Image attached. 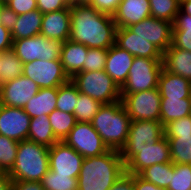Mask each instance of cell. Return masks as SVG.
<instances>
[{
	"label": "cell",
	"instance_id": "cell-29",
	"mask_svg": "<svg viewBox=\"0 0 191 190\" xmlns=\"http://www.w3.org/2000/svg\"><path fill=\"white\" fill-rule=\"evenodd\" d=\"M24 63L10 49L3 51L0 58V85L22 75Z\"/></svg>",
	"mask_w": 191,
	"mask_h": 190
},
{
	"label": "cell",
	"instance_id": "cell-30",
	"mask_svg": "<svg viewBox=\"0 0 191 190\" xmlns=\"http://www.w3.org/2000/svg\"><path fill=\"white\" fill-rule=\"evenodd\" d=\"M139 175L146 181L167 189L173 175V163L154 164L144 169Z\"/></svg>",
	"mask_w": 191,
	"mask_h": 190
},
{
	"label": "cell",
	"instance_id": "cell-7",
	"mask_svg": "<svg viewBox=\"0 0 191 190\" xmlns=\"http://www.w3.org/2000/svg\"><path fill=\"white\" fill-rule=\"evenodd\" d=\"M63 42L39 34L30 38L13 40L12 50L25 64L34 60H60Z\"/></svg>",
	"mask_w": 191,
	"mask_h": 190
},
{
	"label": "cell",
	"instance_id": "cell-23",
	"mask_svg": "<svg viewBox=\"0 0 191 190\" xmlns=\"http://www.w3.org/2000/svg\"><path fill=\"white\" fill-rule=\"evenodd\" d=\"M163 68L191 81V51L172 45L163 53Z\"/></svg>",
	"mask_w": 191,
	"mask_h": 190
},
{
	"label": "cell",
	"instance_id": "cell-15",
	"mask_svg": "<svg viewBox=\"0 0 191 190\" xmlns=\"http://www.w3.org/2000/svg\"><path fill=\"white\" fill-rule=\"evenodd\" d=\"M39 89L30 78L21 75L0 85V105L24 108Z\"/></svg>",
	"mask_w": 191,
	"mask_h": 190
},
{
	"label": "cell",
	"instance_id": "cell-43",
	"mask_svg": "<svg viewBox=\"0 0 191 190\" xmlns=\"http://www.w3.org/2000/svg\"><path fill=\"white\" fill-rule=\"evenodd\" d=\"M18 20V15L3 2H0V23L10 32Z\"/></svg>",
	"mask_w": 191,
	"mask_h": 190
},
{
	"label": "cell",
	"instance_id": "cell-2",
	"mask_svg": "<svg viewBox=\"0 0 191 190\" xmlns=\"http://www.w3.org/2000/svg\"><path fill=\"white\" fill-rule=\"evenodd\" d=\"M125 173L121 153L116 150L95 157L84 158L78 181V190H109Z\"/></svg>",
	"mask_w": 191,
	"mask_h": 190
},
{
	"label": "cell",
	"instance_id": "cell-26",
	"mask_svg": "<svg viewBox=\"0 0 191 190\" xmlns=\"http://www.w3.org/2000/svg\"><path fill=\"white\" fill-rule=\"evenodd\" d=\"M191 98H161L160 122L165 126L171 121L190 116Z\"/></svg>",
	"mask_w": 191,
	"mask_h": 190
},
{
	"label": "cell",
	"instance_id": "cell-45",
	"mask_svg": "<svg viewBox=\"0 0 191 190\" xmlns=\"http://www.w3.org/2000/svg\"><path fill=\"white\" fill-rule=\"evenodd\" d=\"M109 190H135L134 174L124 173Z\"/></svg>",
	"mask_w": 191,
	"mask_h": 190
},
{
	"label": "cell",
	"instance_id": "cell-3",
	"mask_svg": "<svg viewBox=\"0 0 191 190\" xmlns=\"http://www.w3.org/2000/svg\"><path fill=\"white\" fill-rule=\"evenodd\" d=\"M131 121L120 100L103 104L93 117L91 125L110 150L120 152L126 143Z\"/></svg>",
	"mask_w": 191,
	"mask_h": 190
},
{
	"label": "cell",
	"instance_id": "cell-41",
	"mask_svg": "<svg viewBox=\"0 0 191 190\" xmlns=\"http://www.w3.org/2000/svg\"><path fill=\"white\" fill-rule=\"evenodd\" d=\"M3 3L11 8L17 15L37 9V0H4Z\"/></svg>",
	"mask_w": 191,
	"mask_h": 190
},
{
	"label": "cell",
	"instance_id": "cell-32",
	"mask_svg": "<svg viewBox=\"0 0 191 190\" xmlns=\"http://www.w3.org/2000/svg\"><path fill=\"white\" fill-rule=\"evenodd\" d=\"M79 93L77 86L71 81V79L67 83L59 86L56 109L74 114Z\"/></svg>",
	"mask_w": 191,
	"mask_h": 190
},
{
	"label": "cell",
	"instance_id": "cell-16",
	"mask_svg": "<svg viewBox=\"0 0 191 190\" xmlns=\"http://www.w3.org/2000/svg\"><path fill=\"white\" fill-rule=\"evenodd\" d=\"M30 120L23 108L0 105V135L18 142L27 140Z\"/></svg>",
	"mask_w": 191,
	"mask_h": 190
},
{
	"label": "cell",
	"instance_id": "cell-20",
	"mask_svg": "<svg viewBox=\"0 0 191 190\" xmlns=\"http://www.w3.org/2000/svg\"><path fill=\"white\" fill-rule=\"evenodd\" d=\"M134 56L116 44L108 49L105 72L121 88L127 81Z\"/></svg>",
	"mask_w": 191,
	"mask_h": 190
},
{
	"label": "cell",
	"instance_id": "cell-39",
	"mask_svg": "<svg viewBox=\"0 0 191 190\" xmlns=\"http://www.w3.org/2000/svg\"><path fill=\"white\" fill-rule=\"evenodd\" d=\"M107 53L108 49L89 48L83 64V72L104 70Z\"/></svg>",
	"mask_w": 191,
	"mask_h": 190
},
{
	"label": "cell",
	"instance_id": "cell-40",
	"mask_svg": "<svg viewBox=\"0 0 191 190\" xmlns=\"http://www.w3.org/2000/svg\"><path fill=\"white\" fill-rule=\"evenodd\" d=\"M166 138H180V136H191V117L180 118L164 126Z\"/></svg>",
	"mask_w": 191,
	"mask_h": 190
},
{
	"label": "cell",
	"instance_id": "cell-13",
	"mask_svg": "<svg viewBox=\"0 0 191 190\" xmlns=\"http://www.w3.org/2000/svg\"><path fill=\"white\" fill-rule=\"evenodd\" d=\"M84 157L64 141L49 148V169L57 175L78 178Z\"/></svg>",
	"mask_w": 191,
	"mask_h": 190
},
{
	"label": "cell",
	"instance_id": "cell-19",
	"mask_svg": "<svg viewBox=\"0 0 191 190\" xmlns=\"http://www.w3.org/2000/svg\"><path fill=\"white\" fill-rule=\"evenodd\" d=\"M151 16L149 0H121L113 20L117 28H125Z\"/></svg>",
	"mask_w": 191,
	"mask_h": 190
},
{
	"label": "cell",
	"instance_id": "cell-18",
	"mask_svg": "<svg viewBox=\"0 0 191 190\" xmlns=\"http://www.w3.org/2000/svg\"><path fill=\"white\" fill-rule=\"evenodd\" d=\"M70 33V5L65 9L43 14L41 35L65 42L70 38Z\"/></svg>",
	"mask_w": 191,
	"mask_h": 190
},
{
	"label": "cell",
	"instance_id": "cell-27",
	"mask_svg": "<svg viewBox=\"0 0 191 190\" xmlns=\"http://www.w3.org/2000/svg\"><path fill=\"white\" fill-rule=\"evenodd\" d=\"M27 140L48 148L59 141L53 133L48 115L31 118Z\"/></svg>",
	"mask_w": 191,
	"mask_h": 190
},
{
	"label": "cell",
	"instance_id": "cell-36",
	"mask_svg": "<svg viewBox=\"0 0 191 190\" xmlns=\"http://www.w3.org/2000/svg\"><path fill=\"white\" fill-rule=\"evenodd\" d=\"M44 190H78L77 178L69 175H57L50 169L40 181Z\"/></svg>",
	"mask_w": 191,
	"mask_h": 190
},
{
	"label": "cell",
	"instance_id": "cell-33",
	"mask_svg": "<svg viewBox=\"0 0 191 190\" xmlns=\"http://www.w3.org/2000/svg\"><path fill=\"white\" fill-rule=\"evenodd\" d=\"M173 164H191V136L167 138Z\"/></svg>",
	"mask_w": 191,
	"mask_h": 190
},
{
	"label": "cell",
	"instance_id": "cell-31",
	"mask_svg": "<svg viewBox=\"0 0 191 190\" xmlns=\"http://www.w3.org/2000/svg\"><path fill=\"white\" fill-rule=\"evenodd\" d=\"M55 137L63 141L76 124L73 114L55 109L48 115Z\"/></svg>",
	"mask_w": 191,
	"mask_h": 190
},
{
	"label": "cell",
	"instance_id": "cell-50",
	"mask_svg": "<svg viewBox=\"0 0 191 190\" xmlns=\"http://www.w3.org/2000/svg\"><path fill=\"white\" fill-rule=\"evenodd\" d=\"M180 10H181L183 13H185V14L191 16V0L182 2V3L180 4Z\"/></svg>",
	"mask_w": 191,
	"mask_h": 190
},
{
	"label": "cell",
	"instance_id": "cell-34",
	"mask_svg": "<svg viewBox=\"0 0 191 190\" xmlns=\"http://www.w3.org/2000/svg\"><path fill=\"white\" fill-rule=\"evenodd\" d=\"M102 105L100 101L79 93L73 115L78 122H91Z\"/></svg>",
	"mask_w": 191,
	"mask_h": 190
},
{
	"label": "cell",
	"instance_id": "cell-11",
	"mask_svg": "<svg viewBox=\"0 0 191 190\" xmlns=\"http://www.w3.org/2000/svg\"><path fill=\"white\" fill-rule=\"evenodd\" d=\"M22 75L30 78L39 88H58L70 80L60 60L38 59L25 63Z\"/></svg>",
	"mask_w": 191,
	"mask_h": 190
},
{
	"label": "cell",
	"instance_id": "cell-22",
	"mask_svg": "<svg viewBox=\"0 0 191 190\" xmlns=\"http://www.w3.org/2000/svg\"><path fill=\"white\" fill-rule=\"evenodd\" d=\"M158 89L161 98H191V81L164 68L159 76Z\"/></svg>",
	"mask_w": 191,
	"mask_h": 190
},
{
	"label": "cell",
	"instance_id": "cell-28",
	"mask_svg": "<svg viewBox=\"0 0 191 190\" xmlns=\"http://www.w3.org/2000/svg\"><path fill=\"white\" fill-rule=\"evenodd\" d=\"M171 45L175 48L191 51V16L181 10L173 22Z\"/></svg>",
	"mask_w": 191,
	"mask_h": 190
},
{
	"label": "cell",
	"instance_id": "cell-9",
	"mask_svg": "<svg viewBox=\"0 0 191 190\" xmlns=\"http://www.w3.org/2000/svg\"><path fill=\"white\" fill-rule=\"evenodd\" d=\"M163 136L164 126L160 121H131L126 143L120 151L124 165L136 155V147H142L145 143H154Z\"/></svg>",
	"mask_w": 191,
	"mask_h": 190
},
{
	"label": "cell",
	"instance_id": "cell-8",
	"mask_svg": "<svg viewBox=\"0 0 191 190\" xmlns=\"http://www.w3.org/2000/svg\"><path fill=\"white\" fill-rule=\"evenodd\" d=\"M121 101L132 121H160L161 95L158 88L121 94Z\"/></svg>",
	"mask_w": 191,
	"mask_h": 190
},
{
	"label": "cell",
	"instance_id": "cell-14",
	"mask_svg": "<svg viewBox=\"0 0 191 190\" xmlns=\"http://www.w3.org/2000/svg\"><path fill=\"white\" fill-rule=\"evenodd\" d=\"M133 33L154 44L163 53L171 46L173 23L148 17L128 27Z\"/></svg>",
	"mask_w": 191,
	"mask_h": 190
},
{
	"label": "cell",
	"instance_id": "cell-21",
	"mask_svg": "<svg viewBox=\"0 0 191 190\" xmlns=\"http://www.w3.org/2000/svg\"><path fill=\"white\" fill-rule=\"evenodd\" d=\"M88 47L68 39L63 42L60 61L66 75L71 79L77 73L83 72V64L87 56Z\"/></svg>",
	"mask_w": 191,
	"mask_h": 190
},
{
	"label": "cell",
	"instance_id": "cell-49",
	"mask_svg": "<svg viewBox=\"0 0 191 190\" xmlns=\"http://www.w3.org/2000/svg\"><path fill=\"white\" fill-rule=\"evenodd\" d=\"M0 190H12V179L8 172H0Z\"/></svg>",
	"mask_w": 191,
	"mask_h": 190
},
{
	"label": "cell",
	"instance_id": "cell-44",
	"mask_svg": "<svg viewBox=\"0 0 191 190\" xmlns=\"http://www.w3.org/2000/svg\"><path fill=\"white\" fill-rule=\"evenodd\" d=\"M121 0H94L90 5L102 13L112 15L116 12Z\"/></svg>",
	"mask_w": 191,
	"mask_h": 190
},
{
	"label": "cell",
	"instance_id": "cell-1",
	"mask_svg": "<svg viewBox=\"0 0 191 190\" xmlns=\"http://www.w3.org/2000/svg\"><path fill=\"white\" fill-rule=\"evenodd\" d=\"M70 40L88 48L109 49L115 44L116 23L113 16L91 5L70 3Z\"/></svg>",
	"mask_w": 191,
	"mask_h": 190
},
{
	"label": "cell",
	"instance_id": "cell-42",
	"mask_svg": "<svg viewBox=\"0 0 191 190\" xmlns=\"http://www.w3.org/2000/svg\"><path fill=\"white\" fill-rule=\"evenodd\" d=\"M69 5V0H37V9L42 14L62 10Z\"/></svg>",
	"mask_w": 191,
	"mask_h": 190
},
{
	"label": "cell",
	"instance_id": "cell-35",
	"mask_svg": "<svg viewBox=\"0 0 191 190\" xmlns=\"http://www.w3.org/2000/svg\"><path fill=\"white\" fill-rule=\"evenodd\" d=\"M151 17L174 22L180 10L178 0H149Z\"/></svg>",
	"mask_w": 191,
	"mask_h": 190
},
{
	"label": "cell",
	"instance_id": "cell-5",
	"mask_svg": "<svg viewBox=\"0 0 191 190\" xmlns=\"http://www.w3.org/2000/svg\"><path fill=\"white\" fill-rule=\"evenodd\" d=\"M71 81L77 86L80 93L88 95L102 104L121 100V88L105 70L79 72L71 78Z\"/></svg>",
	"mask_w": 191,
	"mask_h": 190
},
{
	"label": "cell",
	"instance_id": "cell-25",
	"mask_svg": "<svg viewBox=\"0 0 191 190\" xmlns=\"http://www.w3.org/2000/svg\"><path fill=\"white\" fill-rule=\"evenodd\" d=\"M43 14L38 10L18 15V20L11 31L12 40L30 38L40 34Z\"/></svg>",
	"mask_w": 191,
	"mask_h": 190
},
{
	"label": "cell",
	"instance_id": "cell-37",
	"mask_svg": "<svg viewBox=\"0 0 191 190\" xmlns=\"http://www.w3.org/2000/svg\"><path fill=\"white\" fill-rule=\"evenodd\" d=\"M18 150V141L0 135V168L9 172L14 166Z\"/></svg>",
	"mask_w": 191,
	"mask_h": 190
},
{
	"label": "cell",
	"instance_id": "cell-10",
	"mask_svg": "<svg viewBox=\"0 0 191 190\" xmlns=\"http://www.w3.org/2000/svg\"><path fill=\"white\" fill-rule=\"evenodd\" d=\"M63 141L84 158L100 156L110 150L91 122L77 121Z\"/></svg>",
	"mask_w": 191,
	"mask_h": 190
},
{
	"label": "cell",
	"instance_id": "cell-17",
	"mask_svg": "<svg viewBox=\"0 0 191 190\" xmlns=\"http://www.w3.org/2000/svg\"><path fill=\"white\" fill-rule=\"evenodd\" d=\"M115 44L134 57L163 58V52L160 49L133 33L128 27L116 29Z\"/></svg>",
	"mask_w": 191,
	"mask_h": 190
},
{
	"label": "cell",
	"instance_id": "cell-24",
	"mask_svg": "<svg viewBox=\"0 0 191 190\" xmlns=\"http://www.w3.org/2000/svg\"><path fill=\"white\" fill-rule=\"evenodd\" d=\"M57 94L58 88H40L23 109L30 118L49 115L56 109Z\"/></svg>",
	"mask_w": 191,
	"mask_h": 190
},
{
	"label": "cell",
	"instance_id": "cell-12",
	"mask_svg": "<svg viewBox=\"0 0 191 190\" xmlns=\"http://www.w3.org/2000/svg\"><path fill=\"white\" fill-rule=\"evenodd\" d=\"M168 162H172L170 144L163 136L154 143H145L142 147H136V155L125 165V172L140 174L147 167Z\"/></svg>",
	"mask_w": 191,
	"mask_h": 190
},
{
	"label": "cell",
	"instance_id": "cell-6",
	"mask_svg": "<svg viewBox=\"0 0 191 190\" xmlns=\"http://www.w3.org/2000/svg\"><path fill=\"white\" fill-rule=\"evenodd\" d=\"M163 58L134 57L127 81L121 87V94H132L158 88L163 69Z\"/></svg>",
	"mask_w": 191,
	"mask_h": 190
},
{
	"label": "cell",
	"instance_id": "cell-38",
	"mask_svg": "<svg viewBox=\"0 0 191 190\" xmlns=\"http://www.w3.org/2000/svg\"><path fill=\"white\" fill-rule=\"evenodd\" d=\"M167 190H191V164H173Z\"/></svg>",
	"mask_w": 191,
	"mask_h": 190
},
{
	"label": "cell",
	"instance_id": "cell-4",
	"mask_svg": "<svg viewBox=\"0 0 191 190\" xmlns=\"http://www.w3.org/2000/svg\"><path fill=\"white\" fill-rule=\"evenodd\" d=\"M49 170V148L23 140L18 142L14 166L8 172L12 181H38Z\"/></svg>",
	"mask_w": 191,
	"mask_h": 190
},
{
	"label": "cell",
	"instance_id": "cell-52",
	"mask_svg": "<svg viewBox=\"0 0 191 190\" xmlns=\"http://www.w3.org/2000/svg\"><path fill=\"white\" fill-rule=\"evenodd\" d=\"M189 1V0H178V2L181 4L182 2Z\"/></svg>",
	"mask_w": 191,
	"mask_h": 190
},
{
	"label": "cell",
	"instance_id": "cell-48",
	"mask_svg": "<svg viewBox=\"0 0 191 190\" xmlns=\"http://www.w3.org/2000/svg\"><path fill=\"white\" fill-rule=\"evenodd\" d=\"M134 189L135 190H167L166 188L158 187L151 182L143 179L139 174H134Z\"/></svg>",
	"mask_w": 191,
	"mask_h": 190
},
{
	"label": "cell",
	"instance_id": "cell-47",
	"mask_svg": "<svg viewBox=\"0 0 191 190\" xmlns=\"http://www.w3.org/2000/svg\"><path fill=\"white\" fill-rule=\"evenodd\" d=\"M12 190H44L38 181H12Z\"/></svg>",
	"mask_w": 191,
	"mask_h": 190
},
{
	"label": "cell",
	"instance_id": "cell-51",
	"mask_svg": "<svg viewBox=\"0 0 191 190\" xmlns=\"http://www.w3.org/2000/svg\"><path fill=\"white\" fill-rule=\"evenodd\" d=\"M94 0H73L71 4L90 5Z\"/></svg>",
	"mask_w": 191,
	"mask_h": 190
},
{
	"label": "cell",
	"instance_id": "cell-46",
	"mask_svg": "<svg viewBox=\"0 0 191 190\" xmlns=\"http://www.w3.org/2000/svg\"><path fill=\"white\" fill-rule=\"evenodd\" d=\"M11 32L0 23V51H7L12 49Z\"/></svg>",
	"mask_w": 191,
	"mask_h": 190
}]
</instances>
